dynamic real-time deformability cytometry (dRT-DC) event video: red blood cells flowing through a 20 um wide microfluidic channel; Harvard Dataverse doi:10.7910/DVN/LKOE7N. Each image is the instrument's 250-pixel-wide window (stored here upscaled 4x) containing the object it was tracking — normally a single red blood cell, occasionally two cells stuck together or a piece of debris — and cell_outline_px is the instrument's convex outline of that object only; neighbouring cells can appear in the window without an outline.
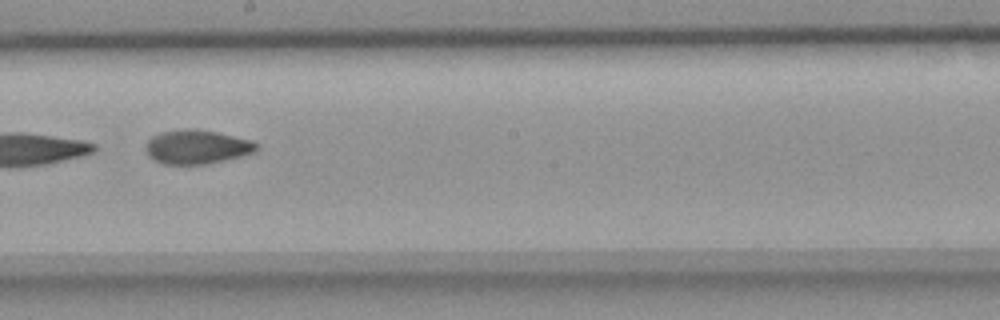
{"species": "common noctule bat (a hibernating species)", "species_latin": "Nyctalus noctula", "temperature_condition": "room temperature", "stored_images_in_passage": 14, "camera_frame_rate_fps": 3000, "um_per_image_px": 0.085, "animal": {"sex": "female", "body_mass_g": 18.4}, "frame": {"image": 1, "passage_image": 8, "time_ms": 2.333, "image_size_px": [1000, 320], "cell_outline_px": [[260, 148], [256, 152], [208, 164], [164, 164], [152, 160], [148, 156], [144, 148], [148, 140], [152, 136], [160, 132], [184, 128], [196, 128], [216, 132], [252, 140], [260, 144]], "centroid_in_image_um": [16.73, 12.48], "position_along_channel_um": 231.5, "area_um2": 22.37}}
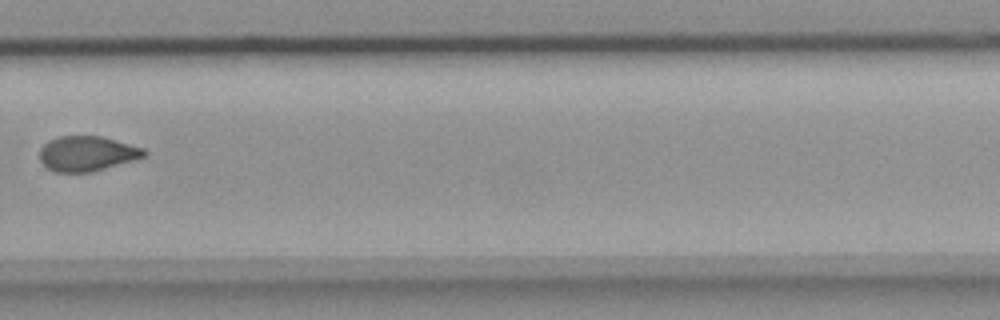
{"frame": {"image": 2, "passage_image": 10, "time_ms": 3.0, "image_size_px": [1000, 320], "cell_outline_px": [[148, 152], [144, 156], [132, 160], [92, 172], [56, 172], [48, 168], [40, 160], [40, 148], [48, 140], [60, 136], [104, 136], [144, 148]], "centroid_in_image_um": [7.39, 13.04], "position_along_channel_um": 322.4, "area_um2": 21.27}}